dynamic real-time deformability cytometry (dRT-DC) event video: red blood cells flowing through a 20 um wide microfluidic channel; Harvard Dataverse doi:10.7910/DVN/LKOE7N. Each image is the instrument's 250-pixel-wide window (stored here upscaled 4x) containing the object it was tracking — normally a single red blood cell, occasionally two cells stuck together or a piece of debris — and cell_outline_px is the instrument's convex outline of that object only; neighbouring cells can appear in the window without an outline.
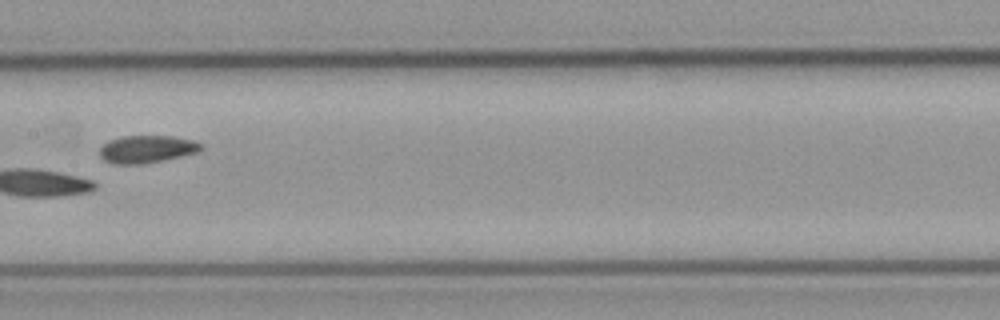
{"species": "common noctule bat (a hibernating species)", "species_latin": "Nyctalus noctula", "temperature_condition": "cold", "stored_images_in_passage": 5, "camera_frame_rate_fps": 3000, "um_per_image_px": 0.085, "animal": {"sex": "male", "body_mass_g": 23.1, "forearm_length_mm": 52.7}, "frame": {"image": 1, "passage_image": 5, "time_ms": 4.667, "image_size_px": [1000, 320], "cell_outline_px": [[204, 148], [200, 152], [140, 164], [116, 164], [104, 160], [100, 156], [100, 148], [108, 140], [120, 136], [172, 136], [192, 140], [204, 144]], "centroid_in_image_um": [12.49, 12.66], "position_along_channel_um": 194.9, "area_um2": 16.24}}